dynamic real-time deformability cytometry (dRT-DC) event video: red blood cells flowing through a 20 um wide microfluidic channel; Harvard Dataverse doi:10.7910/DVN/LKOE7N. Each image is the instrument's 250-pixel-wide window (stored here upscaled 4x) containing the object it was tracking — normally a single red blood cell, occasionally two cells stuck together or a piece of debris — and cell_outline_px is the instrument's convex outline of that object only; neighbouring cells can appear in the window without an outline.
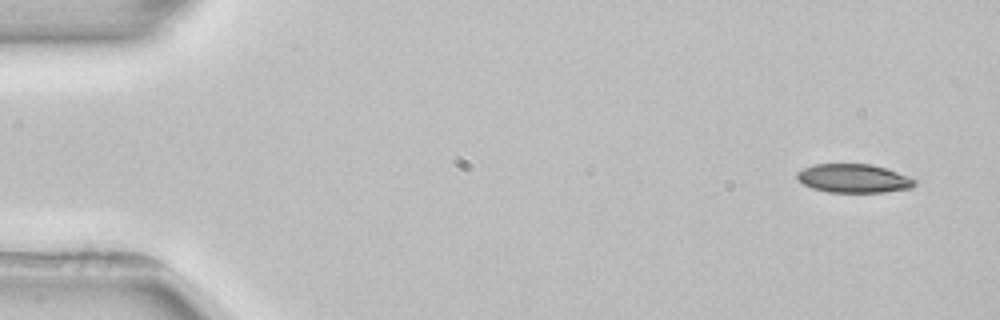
{"species": "common noctule bat (a hibernating species)", "species_latin": "Nyctalus noctula", "temperature_condition": "room temperature", "stored_images_in_passage": 4, "camera_frame_rate_fps": 3000, "um_per_image_px": 0.085, "animal": {"sex": "female", "body_mass_g": 22.7, "forearm_length_mm": 54.2}, "frame": {"image": 1, "passage_image": 1, "time_ms": 0.0, "image_size_px": [1000, 320], "cell_outline_px": [[916, 184], [912, 188], [884, 192], [828, 192], [812, 188], [804, 184], [796, 176], [796, 172], [804, 168], [816, 164], [872, 164], [908, 176], [916, 180]], "centroid_in_image_um": [72.57, 15.17], "position_along_channel_um": 12.4, "area_um2": 19.54}}
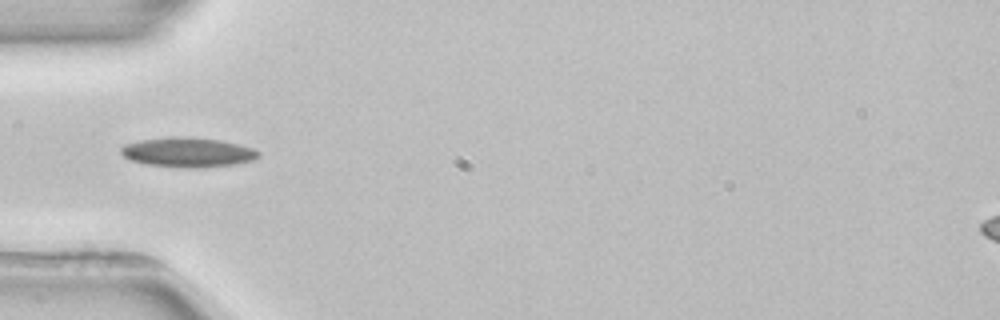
{"frame": {"image": 2, "passage_image": 4, "time_ms": 4.667, "image_size_px": [1000, 320], "cell_outline_px": [[260, 156], [256, 160], [236, 164], [196, 168], [180, 168], [148, 164], [128, 160], [120, 152], [120, 148], [124, 144], [140, 140], [176, 136], [188, 136], [220, 140], [252, 148], [260, 152]], "centroid_in_image_um": [15.96, 12.95], "position_along_channel_um": 69.0, "area_um2": 23.99}}